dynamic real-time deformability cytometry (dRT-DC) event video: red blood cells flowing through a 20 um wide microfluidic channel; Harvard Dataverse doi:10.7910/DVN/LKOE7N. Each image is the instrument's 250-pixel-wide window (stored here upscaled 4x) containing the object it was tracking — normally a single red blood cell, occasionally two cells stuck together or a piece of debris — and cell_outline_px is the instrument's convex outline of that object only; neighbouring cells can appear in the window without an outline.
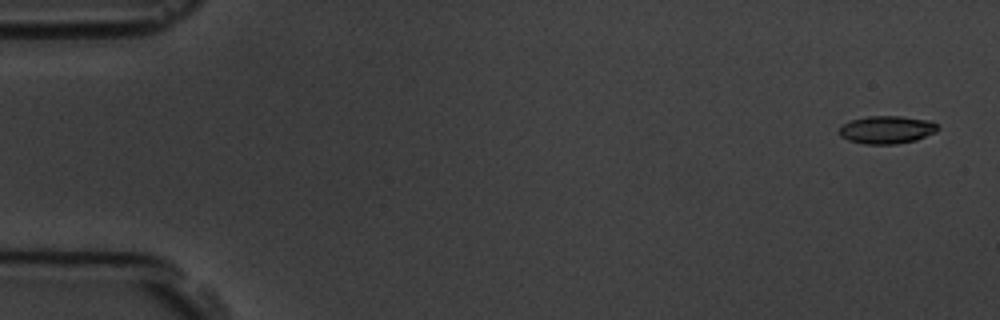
{"species": "common noctule bat (a hibernating species)", "species_latin": "Nyctalus noctula", "temperature_condition": "room temperature", "stored_images_in_passage": 5, "segment_of_instrument_passage": [1, 2], "camera_frame_rate_fps": 3000, "um_per_image_px": 0.085, "animal": {"sex": "male", "body_mass_g": 19.5, "forearm_length_mm": 54.6}, "frame": {"image": 1, "passage_image": 1, "time_ms": 0.0, "image_size_px": [1000, 320], "cell_outline_px": [[940, 128], [936, 132], [916, 140], [896, 144], [864, 144], [848, 140], [840, 136], [836, 132], [844, 124], [852, 120], [868, 116], [900, 116], [932, 120]], "centroid_in_image_um": [75.39, 11.03], "position_along_channel_um": 9.6, "area_um2": 16.13}}